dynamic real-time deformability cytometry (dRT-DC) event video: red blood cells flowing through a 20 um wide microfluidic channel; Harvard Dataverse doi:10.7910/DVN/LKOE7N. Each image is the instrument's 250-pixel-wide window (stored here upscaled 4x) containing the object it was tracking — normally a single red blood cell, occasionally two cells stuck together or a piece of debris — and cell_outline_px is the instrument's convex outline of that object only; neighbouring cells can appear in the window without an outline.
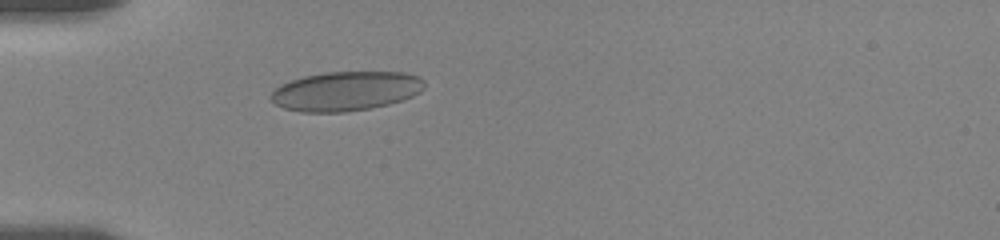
{"species": "human", "species_latin": "Homo sapiens", "temperature_condition": "room temperature", "stored_images_in_passage": 9, "camera_frame_rate_fps": 3000, "um_per_image_px": 0.085, "donor": {"sex": "female"}, "frame": {"image": 1, "passage_image": 7, "time_ms": 4.667, "image_size_px": [1000, 240], "cell_outline_px": [[424, 88], [420, 92], [412, 96], [388, 104], [368, 108], [344, 112], [300, 112], [284, 108], [276, 104], [268, 96], [280, 84], [304, 76], [324, 72], [404, 72], [420, 76], [424, 80]], "centroid_in_image_um": [29.39, 7.73], "position_along_channel_um": 55.6, "area_um2": 35.2}}
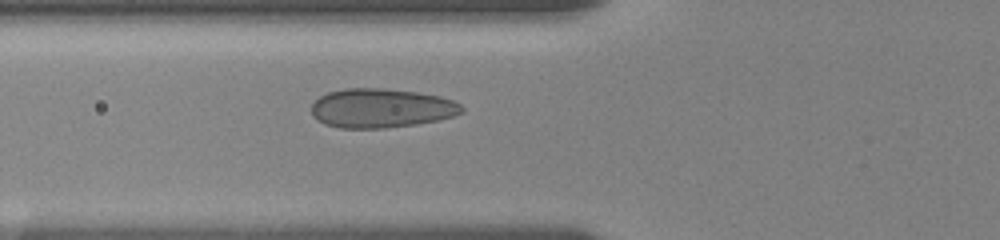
{"frame": {"image": 2, "passage_image": 9, "time_ms": 6.0, "image_size_px": [1000, 240], "cell_outline_px": [[464, 112], [452, 116], [436, 120], [416, 124], [384, 128], [340, 128], [324, 124], [312, 116], [312, 104], [320, 96], [328, 92], [344, 88], [384, 88], [416, 92], [440, 96], [452, 100], [460, 104], [464, 108]], "centroid_in_image_um": [32.39, 9.19], "position_along_channel_um": 93.4, "area_um2": 34.33}}